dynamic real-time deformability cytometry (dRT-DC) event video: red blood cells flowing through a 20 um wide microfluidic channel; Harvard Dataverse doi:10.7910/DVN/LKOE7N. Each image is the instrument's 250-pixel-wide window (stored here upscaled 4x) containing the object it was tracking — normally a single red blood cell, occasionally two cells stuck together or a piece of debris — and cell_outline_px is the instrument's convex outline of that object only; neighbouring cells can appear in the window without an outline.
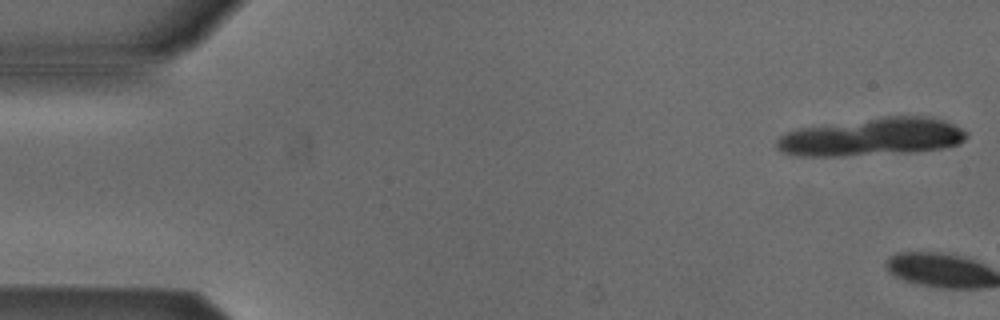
{"species": "Egyptian fruit bat (a non-hibernating species)", "species_latin": "Rousettus aegyptiacus", "temperature_condition": "cold", "stored_images_in_passage": 7, "camera_frame_rate_fps": 3000, "um_per_image_px": 0.085, "animal": {"sex": "male"}, "frame": {"image": 1, "passage_image": 1, "time_ms": 0.0, "image_size_px": [1000, 320], "cell_outline_px": [[968, 136], [960, 144], [944, 148], [908, 152], [840, 156], [796, 156], [780, 152], [776, 148], [776, 140], [784, 132], [796, 128], [884, 116], [932, 116], [944, 120], [968, 132]], "centroid_in_image_um": [74.08, 11.63], "position_along_channel_um": 10.9, "area_um2": 42.37}}